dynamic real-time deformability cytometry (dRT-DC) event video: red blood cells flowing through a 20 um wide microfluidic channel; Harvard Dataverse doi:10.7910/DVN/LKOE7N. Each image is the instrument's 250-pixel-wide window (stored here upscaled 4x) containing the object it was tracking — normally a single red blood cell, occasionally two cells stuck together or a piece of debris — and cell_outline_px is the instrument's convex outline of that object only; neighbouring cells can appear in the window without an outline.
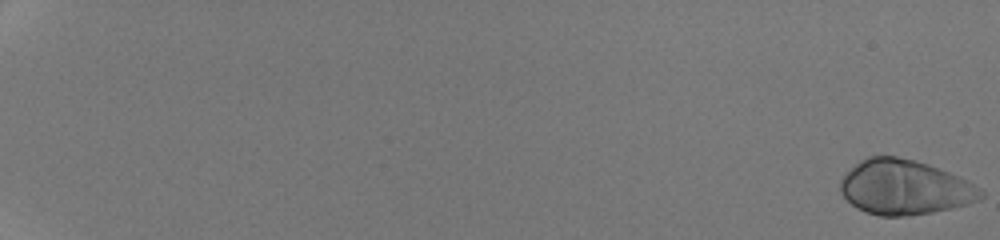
{"species": "human", "species_latin": "Homo sapiens", "temperature_condition": "room temperature", "stored_images_in_passage": 53, "camera_frame_rate_fps": 3000, "um_per_image_px": 0.085, "donor": {"sex": "male"}, "frame": {"image": 1, "passage_image": 1, "time_ms": 0.0, "image_size_px": [1000, 240], "cell_outline_px": [[984, 196], [980, 200], [968, 204], [952, 208], [932, 212], [908, 216], [880, 216], [856, 208], [840, 192], [840, 180], [860, 160], [868, 156], [896, 156], [916, 160], [928, 164], [948, 172], [980, 188], [984, 192]], "centroid_in_image_um": [76.89, 15.93], "position_along_channel_um": 8.1, "area_um2": 44.56}}
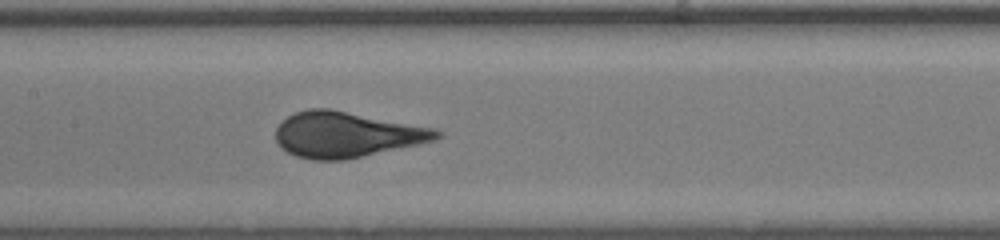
{"frame": {"image": 2, "passage_image": 31, "time_ms": 10.0, "image_size_px": [1000, 240], "cell_outline_px": [[444, 136], [436, 140], [420, 144], [344, 160], [312, 160], [296, 156], [280, 148], [276, 140], [276, 128], [288, 116], [296, 112], [308, 108], [328, 108], [436, 128], [444, 132]], "centroid_in_image_um": [29.49, 11.44], "position_along_channel_um": 177.9, "area_um2": 42.95}}
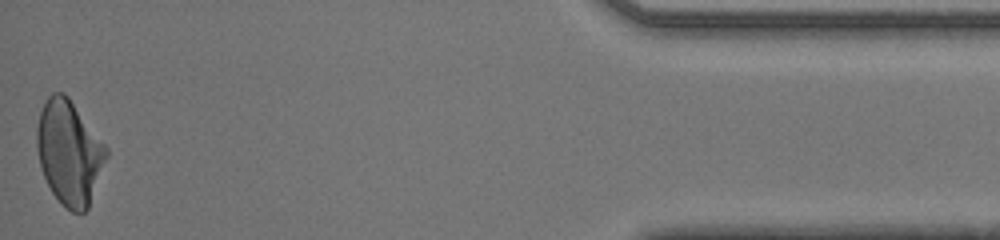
{"frame": {"image": 3, "passage_image": 53, "time_ms": 17.333, "image_size_px": [1000, 240], "cell_outline_px": [[108, 156], [88, 208], [84, 212], [72, 212], [52, 192], [40, 168], [36, 148], [36, 128], [40, 112], [48, 96], [52, 92], [64, 92], [68, 96], [108, 148]], "centroid_in_image_um": [5.88, 12.94], "position_along_channel_um": 429.3, "area_um2": 41.96}, "authors_computed_cell_mechanics": {"area_um2": 42.3096, "velocity_mm_per_s": 4.2781, "shape_relaxation_time_tau1_ms": 3.3413, "shape_relaxation_time_tau2_ms": null, "deformation_change_tau1": 0.1871, "deformation_change_tau2": null}}